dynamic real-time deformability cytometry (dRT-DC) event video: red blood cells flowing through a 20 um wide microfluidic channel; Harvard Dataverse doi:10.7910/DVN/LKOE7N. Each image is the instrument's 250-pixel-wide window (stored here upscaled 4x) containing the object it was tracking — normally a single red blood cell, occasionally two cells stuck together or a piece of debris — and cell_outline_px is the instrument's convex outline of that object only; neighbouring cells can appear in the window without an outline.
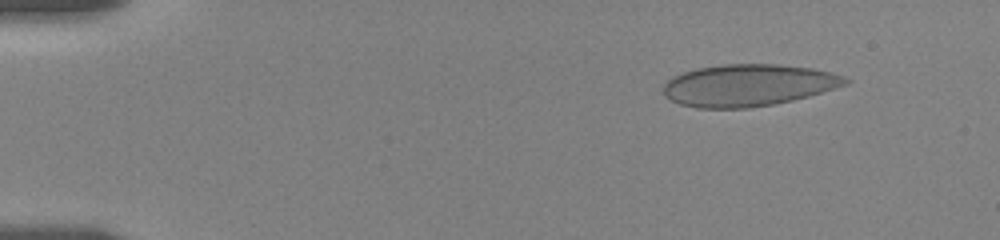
{"species": "human", "species_latin": "Homo sapiens", "temperature_condition": "room temperature", "stored_images_in_passage": 56, "camera_frame_rate_fps": 3000, "um_per_image_px": 0.085, "donor": {"sex": "female"}, "frame": {"image": 1, "passage_image": 6, "time_ms": 1.667, "image_size_px": [1000, 240], "cell_outline_px": [[852, 80], [848, 84], [808, 96], [792, 100], [772, 104], [748, 108], [696, 108], [680, 104], [664, 96], [664, 84], [672, 76], [696, 68], [724, 64], [776, 64], [812, 68], [844, 76]], "centroid_in_image_um": [63.59, 7.24], "position_along_channel_um": 21.4, "area_um2": 44.39}}
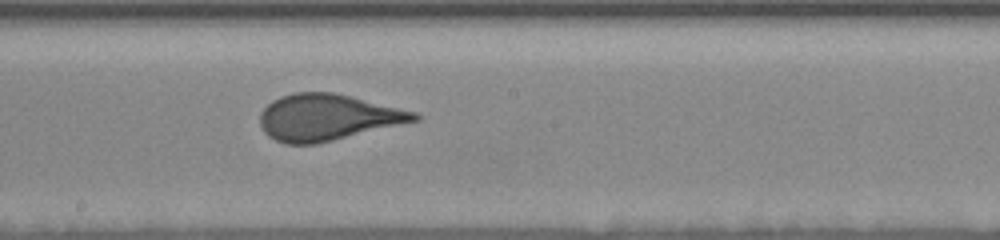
{"frame": {"image": 2, "passage_image": 31, "time_ms": 10.0, "image_size_px": [1000, 240], "cell_outline_px": [[420, 120], [316, 144], [284, 144], [268, 136], [264, 132], [260, 124], [260, 112], [272, 100], [280, 96], [296, 92], [332, 92], [416, 112], [420, 116]], "centroid_in_image_um": [27.8, 9.98], "position_along_channel_um": 220.4, "area_um2": 41.38}}
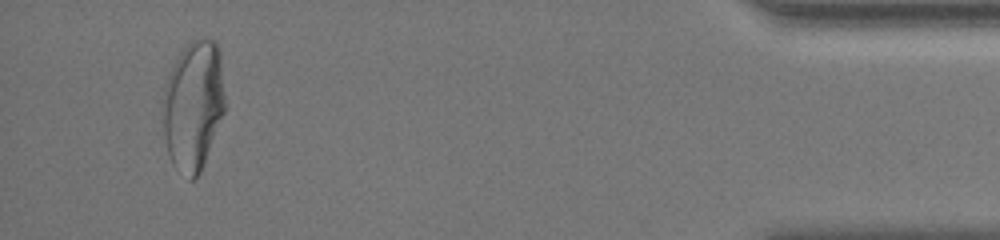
{"frame": {"image": 3, "passage_image": 53, "time_ms": 17.333, "image_size_px": [1000, 240], "cell_outline_px": [[224, 112], [200, 172], [192, 180], [188, 180], [172, 164], [168, 156], [164, 136], [164, 84], [180, 52], [192, 40], [212, 40], [216, 44], [220, 52], [224, 96]], "centroid_in_image_um": [16.42, 9.0], "position_along_channel_um": 418.8, "area_um2": 46.36}, "authors_computed_cell_mechanics": {"area_um2": 42.8587, "velocity_mm_per_s": 3.5444, "shape_relaxation_time_tau1_ms": 6.0763, "shape_relaxation_time_tau2_ms": null, "deformation_change_tau1": 0.182, "deformation_change_tau2": null}}